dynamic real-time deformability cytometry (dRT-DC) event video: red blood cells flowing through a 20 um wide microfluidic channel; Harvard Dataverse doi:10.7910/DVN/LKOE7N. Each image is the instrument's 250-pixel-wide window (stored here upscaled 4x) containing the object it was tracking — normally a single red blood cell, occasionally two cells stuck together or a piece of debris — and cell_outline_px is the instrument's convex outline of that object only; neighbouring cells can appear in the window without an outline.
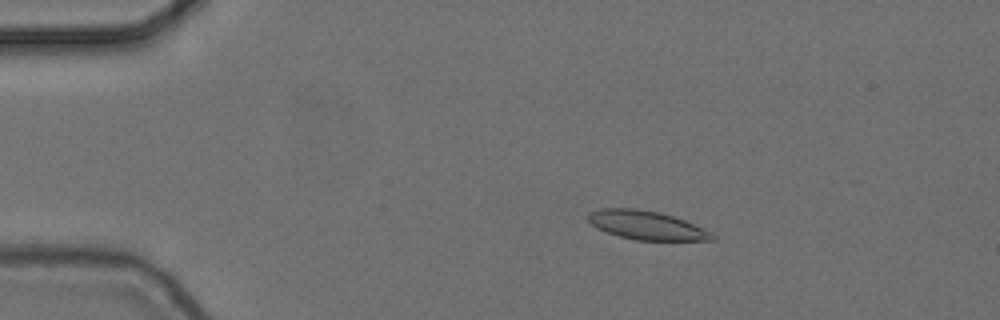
{"species": "common noctule bat (a hibernating species)", "species_latin": "Nyctalus noctula", "temperature_condition": "cold", "stored_images_in_passage": 5, "camera_frame_rate_fps": 3000, "um_per_image_px": 0.085, "animal": {"sex": "female", "body_mass_g": 24.6, "forearm_length_mm": 56.2}, "frame": {"image": 1, "passage_image": 4, "time_ms": 1.0, "image_size_px": [1000, 320], "cell_outline_px": [[716, 240], [636, 240], [620, 236], [596, 228], [588, 220], [588, 212], [600, 208], [636, 208], [660, 212], [684, 220], [712, 232], [716, 236]], "centroid_in_image_um": [54.95, 19.14], "position_along_channel_um": 30.0, "area_um2": 20.75}}